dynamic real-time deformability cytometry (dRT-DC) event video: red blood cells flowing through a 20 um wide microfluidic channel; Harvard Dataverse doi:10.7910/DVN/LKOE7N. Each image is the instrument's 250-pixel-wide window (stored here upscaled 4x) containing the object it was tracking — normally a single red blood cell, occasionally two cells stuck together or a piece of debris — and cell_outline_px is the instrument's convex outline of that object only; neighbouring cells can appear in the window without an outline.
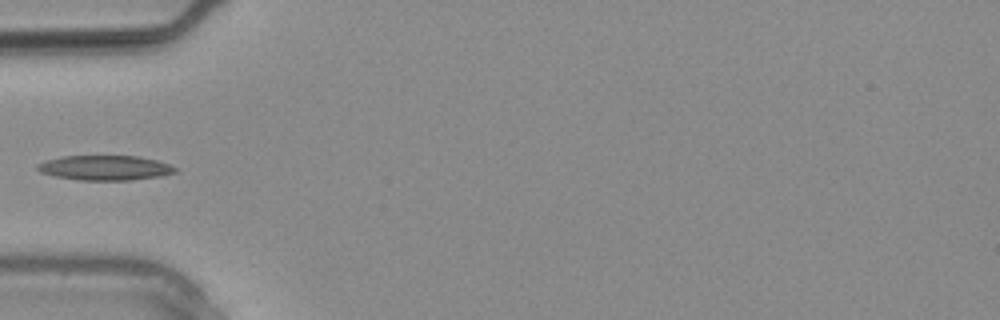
{"species": "common noctule bat (a hibernating species)", "species_latin": "Nyctalus noctula", "temperature_condition": "warm", "stored_images_in_passage": 2, "camera_frame_rate_fps": 3000, "um_per_image_px": 0.085, "animal": {"sex": "male", "body_mass_g": 20.4}, "frame": {"image": 1, "passage_image": 2, "time_ms": 0.333, "image_size_px": [1000, 320], "cell_outline_px": [[176, 172], [160, 176], [132, 180], [80, 180], [56, 176], [40, 172], [36, 168], [36, 164], [44, 160], [60, 156], [140, 156], [156, 160], [168, 164], [176, 168]], "centroid_in_image_um": [8.89, 14.26], "position_along_channel_um": 76.1, "area_um2": 19.94}}